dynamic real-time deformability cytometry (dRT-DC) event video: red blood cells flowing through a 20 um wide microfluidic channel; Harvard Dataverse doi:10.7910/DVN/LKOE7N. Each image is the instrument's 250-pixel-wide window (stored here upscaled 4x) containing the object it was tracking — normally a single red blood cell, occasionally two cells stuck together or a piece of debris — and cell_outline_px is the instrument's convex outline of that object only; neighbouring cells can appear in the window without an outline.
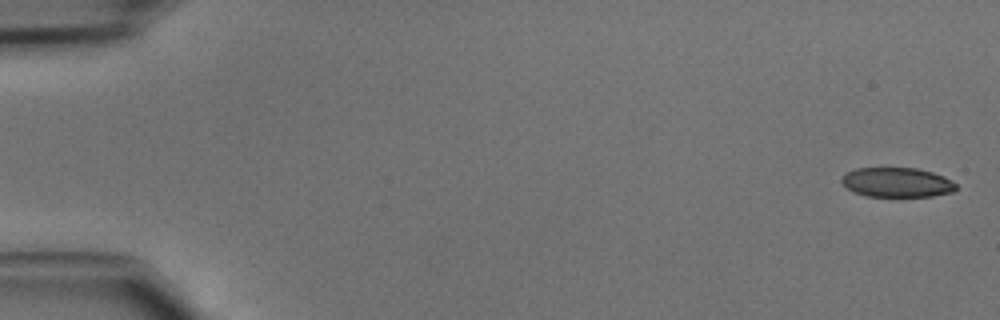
{"species": "common noctule bat (a hibernating species)", "species_latin": "Nyctalus noctula", "temperature_condition": "cold", "stored_images_in_passage": 46, "camera_frame_rate_fps": 3000, "um_per_image_px": 0.085, "animal": {"sex": "male", "body_mass_g": 15.6}, "frame": {"image": 1, "passage_image": 1, "time_ms": 0.0, "image_size_px": [1000, 320], "cell_outline_px": [[956, 188], [952, 192], [932, 196], [868, 196], [852, 192], [840, 180], [848, 172], [856, 168], [916, 168], [932, 172], [944, 176], [952, 180], [956, 184]], "centroid_in_image_um": [76.26, 15.5], "position_along_channel_um": 8.7, "area_um2": 19.59}}
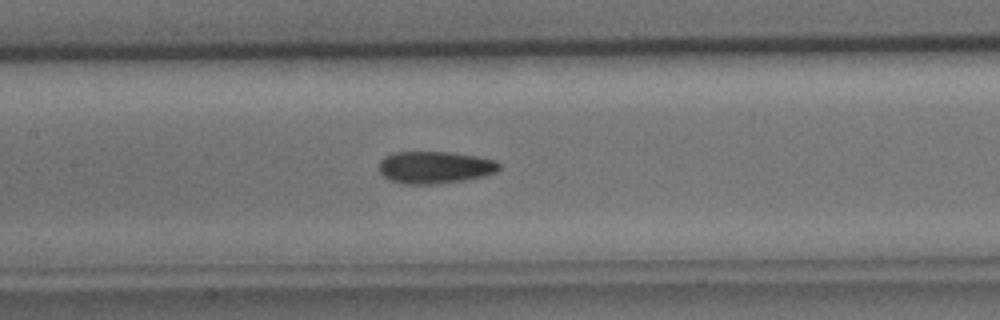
{"frame": {"image": 2, "passage_image": 22, "time_ms": 7.0, "image_size_px": [1000, 320], "cell_outline_px": [[500, 168], [496, 172], [484, 176], [464, 180], [428, 184], [404, 184], [388, 180], [380, 172], [380, 160], [384, 156], [396, 152], [448, 152], [476, 156], [496, 160], [500, 164]], "centroid_in_image_um": [36.96, 14.22], "position_along_channel_um": 170.4, "area_um2": 22.48}}
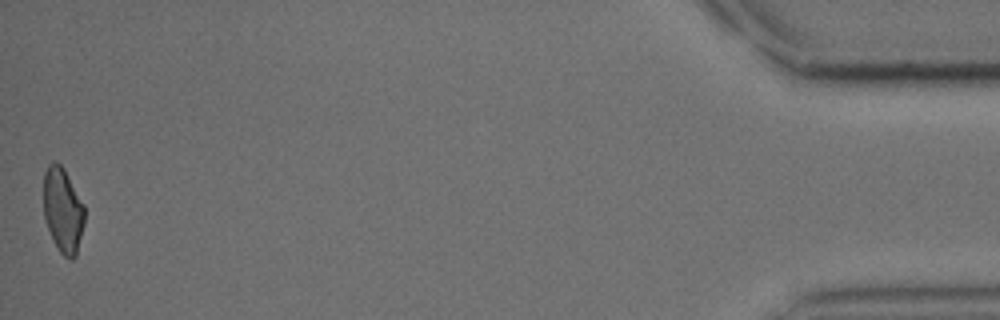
{"frame": {"image": 3, "passage_image": 46, "time_ms": 15.0, "image_size_px": [1000, 320], "cell_outline_px": [[84, 224], [76, 256], [72, 260], [64, 256], [60, 252], [48, 228], [44, 216], [44, 172], [48, 164], [52, 160], [56, 160], [64, 168], [84, 204]], "centroid_in_image_um": [5.35, 17.82], "position_along_channel_um": 429.9, "area_um2": 20.29}}